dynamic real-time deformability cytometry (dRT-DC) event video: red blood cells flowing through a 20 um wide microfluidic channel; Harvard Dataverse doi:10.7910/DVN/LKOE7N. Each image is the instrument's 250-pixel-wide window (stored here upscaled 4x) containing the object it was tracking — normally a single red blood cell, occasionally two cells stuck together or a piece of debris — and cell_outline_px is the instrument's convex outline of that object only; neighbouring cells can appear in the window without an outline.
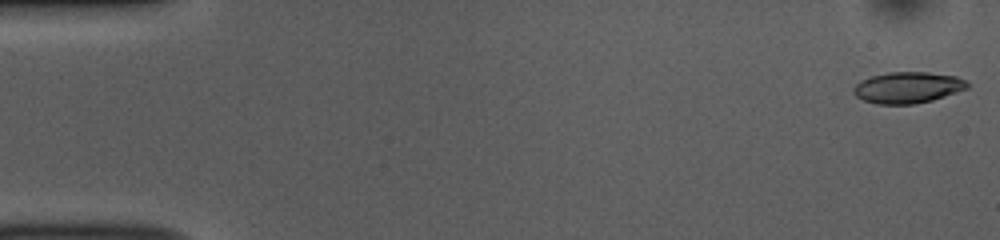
{"species": "common noctule bat (a hibernating species)", "species_latin": "Nyctalus noctula", "temperature_condition": "room temperature", "stored_images_in_passage": 52, "camera_frame_rate_fps": 3000, "um_per_image_px": 0.085, "animal": {"sex": "female", "body_mass_g": 10.0, "forearm_length_mm": 53.1}, "frame": {"image": 1, "passage_image": 1, "time_ms": 0.0, "image_size_px": [1000, 240], "cell_outline_px": [[968, 88], [932, 100], [912, 104], [876, 104], [864, 100], [856, 96], [852, 92], [852, 88], [860, 80], [872, 76], [888, 72], [928, 72], [956, 76], [964, 80], [968, 84]], "centroid_in_image_um": [77.12, 7.43], "position_along_channel_um": 7.9, "area_um2": 20.63}}
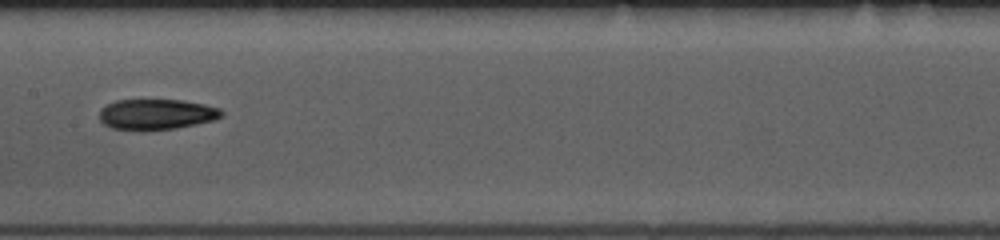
{"frame": {"image": 2, "passage_image": 26, "time_ms": 8.333, "image_size_px": [1000, 240], "cell_outline_px": [[224, 116], [212, 120], [196, 124], [176, 128], [144, 132], [140, 132], [112, 128], [104, 124], [100, 120], [100, 108], [116, 100], [184, 100], [204, 104], [220, 108], [224, 112]], "centroid_in_image_um": [13.29, 9.74], "position_along_channel_um": 194.1, "area_um2": 22.2}}
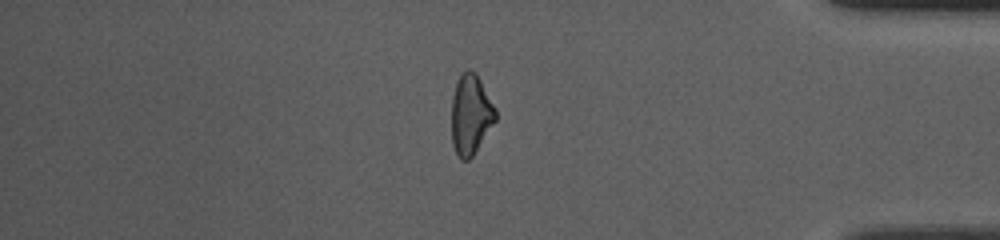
{"frame": {"image": 3, "passage_image": 44, "time_ms": 14.333, "image_size_px": [1000, 240], "cell_outline_px": [[496, 120], [472, 156], [468, 160], [460, 160], [452, 144], [452, 96], [460, 72], [468, 68], [476, 72], [496, 108]], "centroid_in_image_um": [40.0, 9.7], "position_along_channel_um": 395.2, "area_um2": 20.58}, "authors_computed_cell_mechanics": {"area_um2": 21.1548, "velocity_mm_per_s": 3.8573, "shape_relaxation_time_tau1_ms": 5.9354, "shape_relaxation_time_tau2_ms": 5.4744, "deformation_change_tau1": 0.1927, "deformation_change_tau2": 0.1488}}